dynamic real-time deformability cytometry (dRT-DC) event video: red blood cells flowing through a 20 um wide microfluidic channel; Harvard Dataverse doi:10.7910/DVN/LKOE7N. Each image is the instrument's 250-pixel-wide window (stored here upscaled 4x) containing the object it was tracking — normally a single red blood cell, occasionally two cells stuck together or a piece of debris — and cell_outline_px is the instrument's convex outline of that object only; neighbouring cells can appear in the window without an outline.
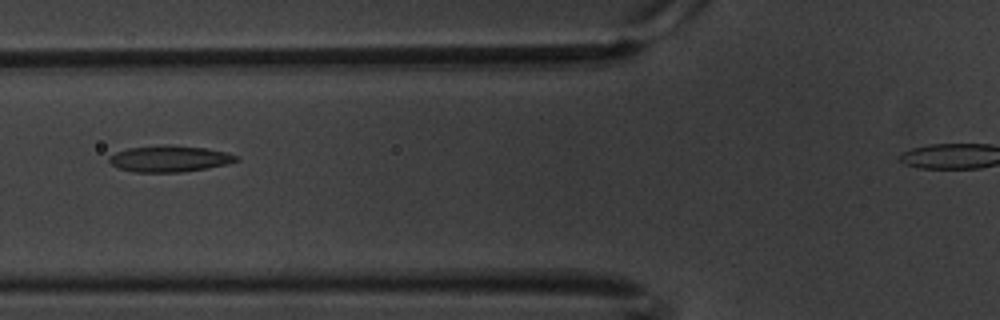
{"species": "common noctule bat (a hibernating species)", "species_latin": "Nyctalus noctula", "temperature_condition": "warm", "stored_images_in_passage": 5, "segment_of_instrument_passage": [1, 2], "camera_frame_rate_fps": 3000, "um_per_image_px": 0.085, "animal": {"sex": "male", "body_mass_g": 20.1, "forearm_length_mm": 53.5}, "frame": {"image": 1, "passage_image": 4, "time_ms": 1.0, "image_size_px": [1000, 320], "cell_outline_px": [[240, 160], [228, 164], [208, 168], [180, 172], [132, 172], [116, 168], [108, 160], [108, 156], [116, 152], [128, 148], [164, 144], [204, 148], [224, 152], [240, 156]], "centroid_in_image_um": [14.39, 13.49], "position_along_channel_um": 111.4, "area_um2": 19.65}}